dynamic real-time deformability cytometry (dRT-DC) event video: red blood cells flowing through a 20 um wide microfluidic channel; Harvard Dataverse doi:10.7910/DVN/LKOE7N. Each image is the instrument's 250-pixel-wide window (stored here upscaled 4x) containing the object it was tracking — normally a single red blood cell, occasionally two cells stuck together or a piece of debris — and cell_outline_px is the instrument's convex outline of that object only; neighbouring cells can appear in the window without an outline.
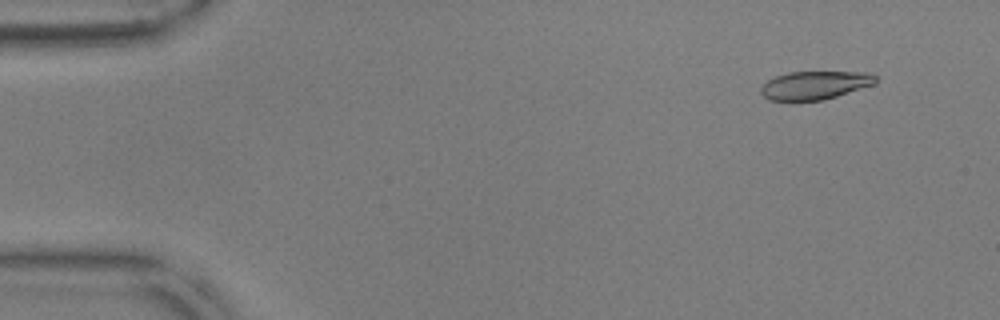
{"species": "common noctule bat (a hibernating species)", "species_latin": "Nyctalus noctula", "temperature_condition": "warm", "stored_images_in_passage": 15, "camera_frame_rate_fps": 3000, "um_per_image_px": 0.085, "animal": {"sex": "male", "body_mass_g": 17.9, "forearm_length_mm": 54.2}, "frame": {"image": 1, "passage_image": 5, "time_ms": 1.333, "image_size_px": [1000, 320], "cell_outline_px": [[876, 80], [872, 84], [824, 100], [768, 100], [760, 92], [760, 88], [768, 80], [776, 76], [788, 72], [872, 72], [876, 76]], "centroid_in_image_um": [69.24, 7.23], "position_along_channel_um": 15.8, "area_um2": 18.67}}